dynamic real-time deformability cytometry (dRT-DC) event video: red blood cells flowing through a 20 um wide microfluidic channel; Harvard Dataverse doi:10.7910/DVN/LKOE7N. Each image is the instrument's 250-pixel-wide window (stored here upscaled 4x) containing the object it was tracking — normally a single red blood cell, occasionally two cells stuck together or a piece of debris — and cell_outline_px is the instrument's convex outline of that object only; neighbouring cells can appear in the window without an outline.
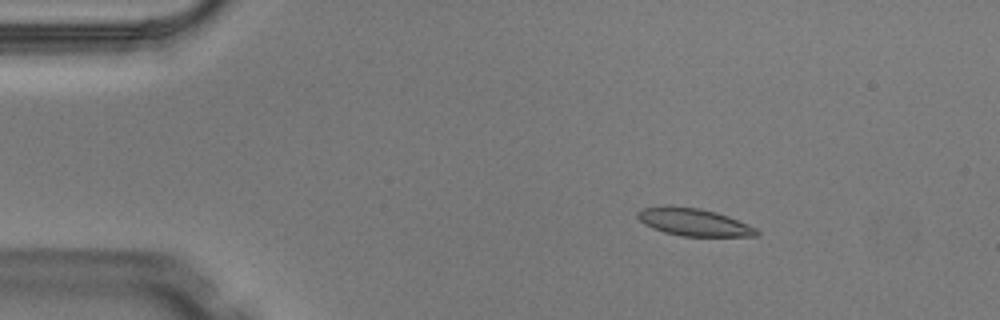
{"species": "Egyptian fruit bat (a non-hibernating species)", "species_latin": "Rousettus aegyptiacus", "temperature_condition": "warm", "stored_images_in_passage": 3, "camera_frame_rate_fps": 3000, "um_per_image_px": 0.085, "animal": {"sex": "male"}, "frame": {"image": 1, "passage_image": 1, "time_ms": 0.0, "image_size_px": [1000, 320], "cell_outline_px": [[760, 232], [756, 236], [684, 236], [664, 232], [652, 228], [644, 224], [636, 216], [636, 212], [644, 208], [668, 204], [700, 208], [716, 212], [728, 216], [756, 228]], "centroid_in_image_um": [58.93, 18.86], "position_along_channel_um": 26.1, "area_um2": 19.19}}
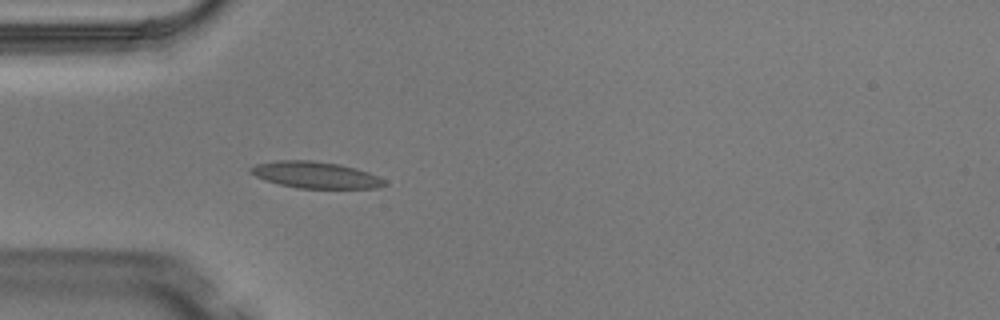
{"frame": {"image": 2, "passage_image": 3, "time_ms": 0.667, "image_size_px": [1000, 320], "cell_outline_px": [[388, 184], [376, 188], [296, 188], [264, 180], [248, 172], [248, 168], [256, 164], [276, 160], [312, 160], [340, 164], [356, 168], [368, 172], [384, 180]], "centroid_in_image_um": [26.78, 14.86], "position_along_channel_um": 58.2, "area_um2": 20.75}}